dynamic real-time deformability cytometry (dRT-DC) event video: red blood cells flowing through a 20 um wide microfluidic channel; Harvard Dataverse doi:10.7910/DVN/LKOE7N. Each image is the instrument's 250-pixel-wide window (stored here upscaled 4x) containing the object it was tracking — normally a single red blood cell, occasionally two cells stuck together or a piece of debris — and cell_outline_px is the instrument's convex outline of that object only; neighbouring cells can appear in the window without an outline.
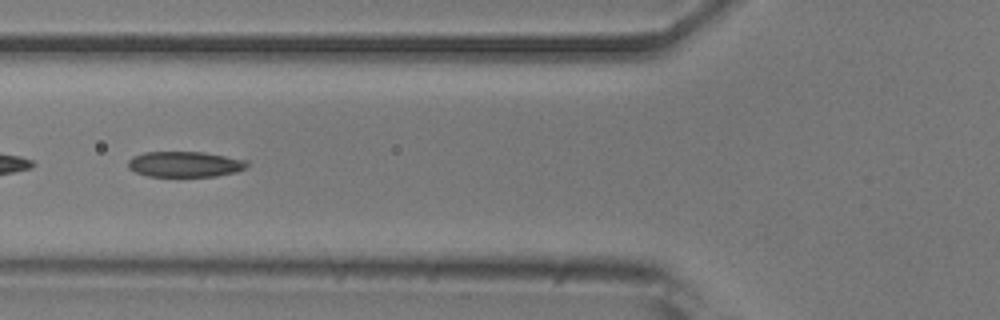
{"species": "common noctule bat (a hibernating species)", "species_latin": "Nyctalus noctula", "temperature_condition": "room temperature", "stored_images_in_passage": 42, "camera_frame_rate_fps": 3000, "um_per_image_px": 0.085, "animal": {"sex": "male", "body_mass_g": 20.5, "forearm_length_mm": 52.5}, "frame": {"image": 1, "passage_image": 20, "time_ms": 6.333, "image_size_px": [1000, 320], "cell_outline_px": [[248, 164], [244, 168], [236, 172], [216, 176], [148, 176], [136, 172], [128, 168], [128, 160], [132, 156], [144, 152], [204, 152], [248, 160]], "centroid_in_image_um": [15.7, 13.95], "position_along_channel_um": 110.1, "area_um2": 17.74}}
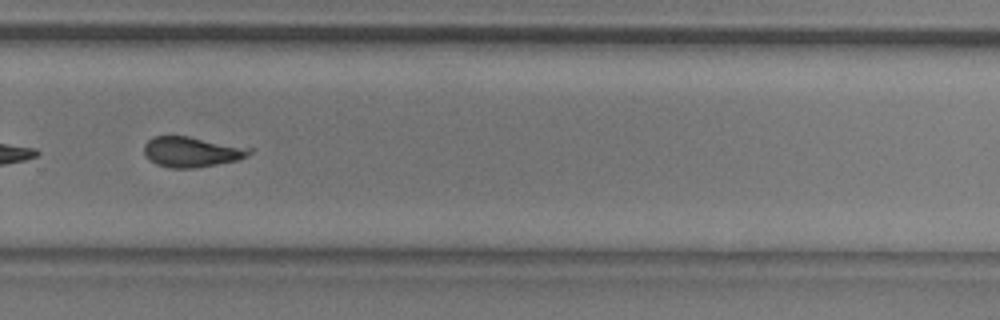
{"frame": {"image": 2, "passage_image": 36, "time_ms": 11.667, "image_size_px": [1000, 320], "cell_outline_px": [[256, 148], [248, 156], [236, 160], [196, 168], [172, 168], [156, 164], [148, 160], [144, 152], [144, 144], [152, 136], [188, 136]], "centroid_in_image_um": [16.31, 12.9], "position_along_channel_um": 313.5, "area_um2": 18.84}}
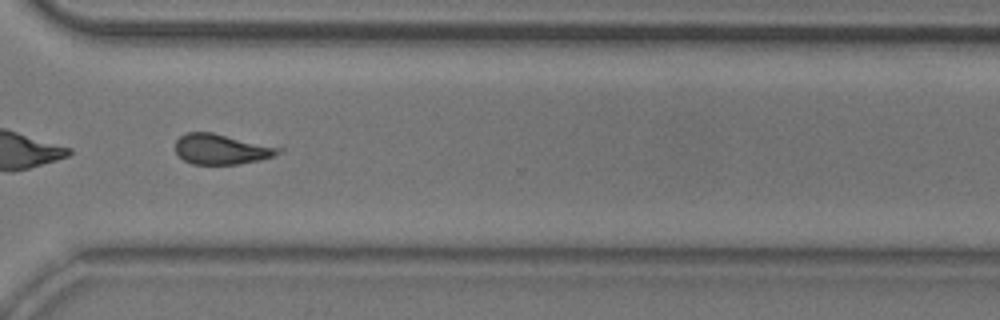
{"frame": {"image": 3, "passage_image": 39, "time_ms": 12.667, "image_size_px": [1000, 320], "cell_outline_px": [[284, 148], [280, 152], [272, 156], [260, 160], [236, 164], [192, 164], [184, 160], [176, 152], [176, 140], [180, 136], [188, 132], [212, 132], [280, 144]], "centroid_in_image_um": [18.95, 12.64], "position_along_channel_um": 351.6, "area_um2": 18.9}, "authors_computed_cell_mechanics": {"area_um2": 19.2763, "velocity_mm_per_s": 3.8142, "shape_relaxation_time_tau1_ms": null, "shape_relaxation_time_tau2_ms": 3.2995, "deformation_change_tau1": null, "deformation_change_tau2": 0.1148}}